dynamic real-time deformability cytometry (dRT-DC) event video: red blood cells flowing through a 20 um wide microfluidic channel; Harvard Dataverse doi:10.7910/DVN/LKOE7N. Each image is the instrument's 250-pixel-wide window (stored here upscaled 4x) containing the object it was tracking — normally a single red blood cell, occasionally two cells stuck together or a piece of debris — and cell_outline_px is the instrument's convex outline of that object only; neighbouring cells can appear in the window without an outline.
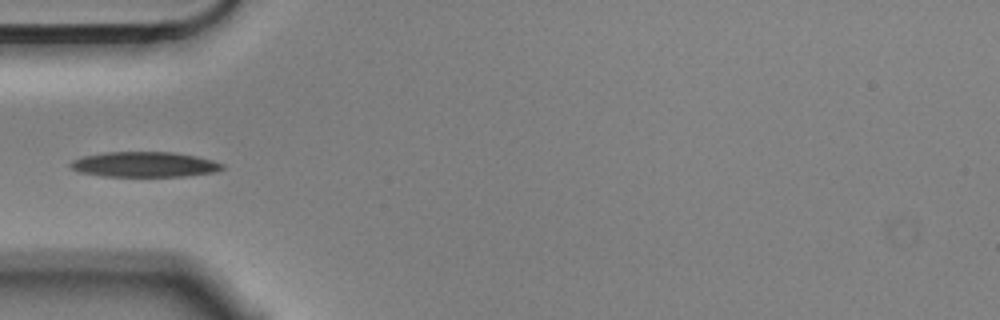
{"species": "Egyptian fruit bat (a non-hibernating species)", "species_latin": "Rousettus aegyptiacus", "temperature_condition": "cold", "stored_images_in_passage": 7, "camera_frame_rate_fps": 3000, "um_per_image_px": 0.085, "animal": {"sex": "male"}, "frame": {"image": 1, "passage_image": 5, "time_ms": 1.333, "image_size_px": [1000, 320], "cell_outline_px": [[224, 168], [216, 172], [184, 176], [100, 176], [80, 172], [72, 168], [68, 164], [72, 160], [84, 156], [104, 152], [176, 152], [196, 156], [212, 160], [224, 164]], "centroid_in_image_um": [12.29, 13.97], "position_along_channel_um": 72.7, "area_um2": 22.37}}
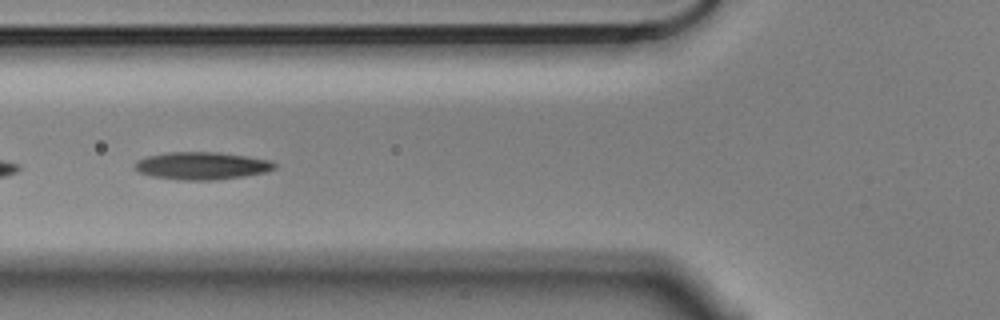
{"frame": {"image": 2, "passage_image": 6, "time_ms": 1.667, "image_size_px": [1000, 320], "cell_outline_px": [[276, 168], [264, 172], [244, 176], [216, 180], [176, 180], [152, 176], [140, 172], [136, 168], [136, 160], [148, 156], [168, 152], [220, 152], [248, 156], [272, 160], [276, 164]], "centroid_in_image_um": [17.19, 14.09], "position_along_channel_um": 108.6, "area_um2": 22.48}}
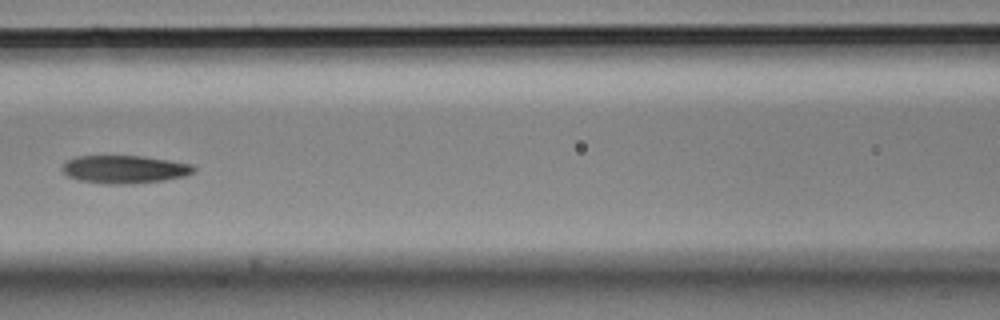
{"frame": {"image": 3, "passage_image": 7, "time_ms": 2.0, "image_size_px": [1000, 320], "cell_outline_px": [[196, 172], [188, 176], [164, 180], [132, 184], [108, 184], [80, 180], [68, 176], [60, 168], [68, 160], [76, 156], [144, 156], [192, 164], [196, 168]], "centroid_in_image_um": [10.64, 14.39], "position_along_channel_um": 156.0, "area_um2": 21.56}}